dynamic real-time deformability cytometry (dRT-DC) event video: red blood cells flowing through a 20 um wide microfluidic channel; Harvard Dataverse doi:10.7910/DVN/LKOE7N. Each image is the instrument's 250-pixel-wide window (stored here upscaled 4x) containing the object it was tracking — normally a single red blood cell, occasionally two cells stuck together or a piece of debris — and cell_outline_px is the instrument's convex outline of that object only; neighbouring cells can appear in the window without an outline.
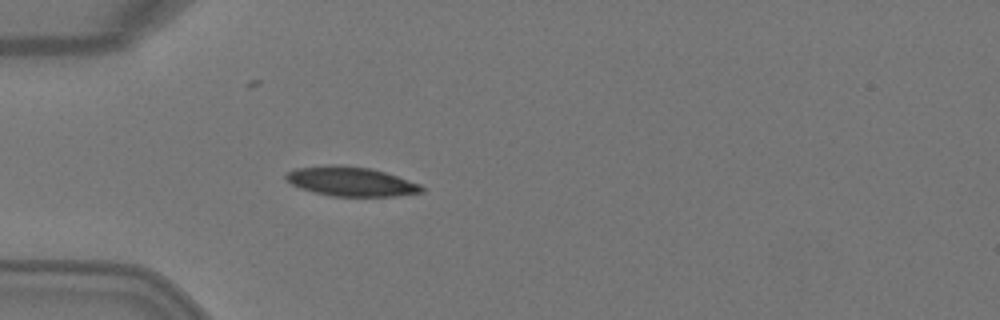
{"species": "Egyptian fruit bat (a non-hibernating species)", "species_latin": "Rousettus aegyptiacus", "temperature_condition": "warm", "stored_images_in_passage": 4, "camera_frame_rate_fps": 3000, "um_per_image_px": 0.085, "animal": {"sex": "female"}, "frame": {"image": 1, "passage_image": 4, "time_ms": 1.0, "image_size_px": [1000, 320], "cell_outline_px": [[424, 192], [396, 196], [332, 196], [300, 188], [292, 184], [284, 176], [288, 172], [296, 168], [372, 168], [420, 184], [424, 188]], "centroid_in_image_um": [29.92, 15.48], "position_along_channel_um": 55.1, "area_um2": 21.91}}